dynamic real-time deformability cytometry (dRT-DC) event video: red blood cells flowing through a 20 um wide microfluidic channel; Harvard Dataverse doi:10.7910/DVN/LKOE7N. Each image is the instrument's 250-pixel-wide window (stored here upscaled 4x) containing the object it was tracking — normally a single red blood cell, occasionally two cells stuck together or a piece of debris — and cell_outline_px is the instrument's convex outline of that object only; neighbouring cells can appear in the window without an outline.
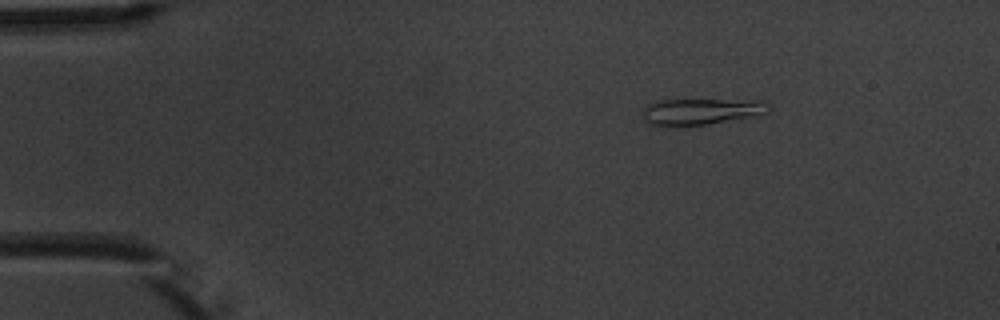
{"species": "common noctule bat (a hibernating species)", "species_latin": "Nyctalus noctula", "temperature_condition": "warm", "stored_images_in_passage": 3, "camera_frame_rate_fps": 3000, "um_per_image_px": 0.085, "animal": {"sex": "male", "body_mass_g": 20.1, "forearm_length_mm": 53.5}, "frame": {"image": 1, "passage_image": 1, "time_ms": 0.0, "image_size_px": [1000, 320], "cell_outline_px": [[772, 108], [768, 112], [752, 116], [704, 124], [668, 128], [652, 124], [644, 120], [644, 108], [648, 104], [656, 100], [764, 100], [772, 104]], "centroid_in_image_um": [59.6, 9.48], "position_along_channel_um": 25.4, "area_um2": 19.48}}